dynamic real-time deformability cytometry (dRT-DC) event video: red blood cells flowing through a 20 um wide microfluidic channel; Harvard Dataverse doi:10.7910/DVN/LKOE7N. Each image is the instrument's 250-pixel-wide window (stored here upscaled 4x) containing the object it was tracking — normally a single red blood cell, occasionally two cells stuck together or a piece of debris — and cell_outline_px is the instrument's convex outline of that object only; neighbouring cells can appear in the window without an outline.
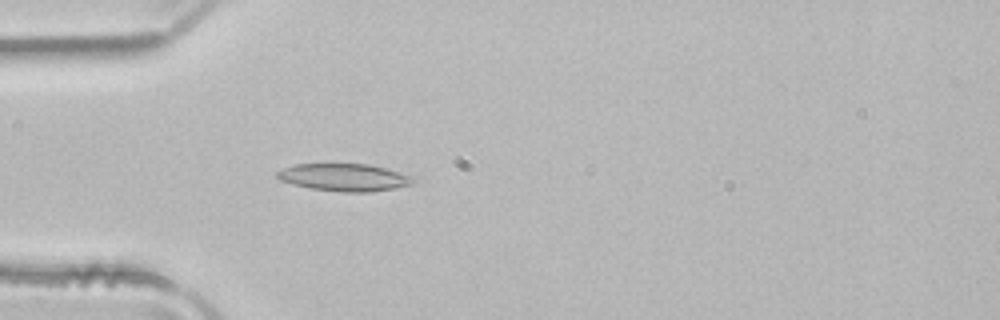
{"species": "common noctule bat (a hibernating species)", "species_latin": "Nyctalus noctula", "temperature_condition": "room temperature", "stored_images_in_passage": 49, "camera_frame_rate_fps": 3000, "um_per_image_px": 0.085, "animal": {"sex": "male", "body_mass_g": 21.5, "forearm_length_mm": 52.0}, "frame": {"image": 1, "passage_image": 13, "time_ms": 4.0, "image_size_px": [1000, 320], "cell_outline_px": [[416, 180], [412, 184], [372, 192], [344, 192], [308, 188], [292, 184], [280, 180], [276, 176], [276, 172], [284, 168], [296, 164], [368, 164], [384, 168], [412, 176]], "centroid_in_image_um": [29.23, 15.08], "position_along_channel_um": 55.8, "area_um2": 21.62}}
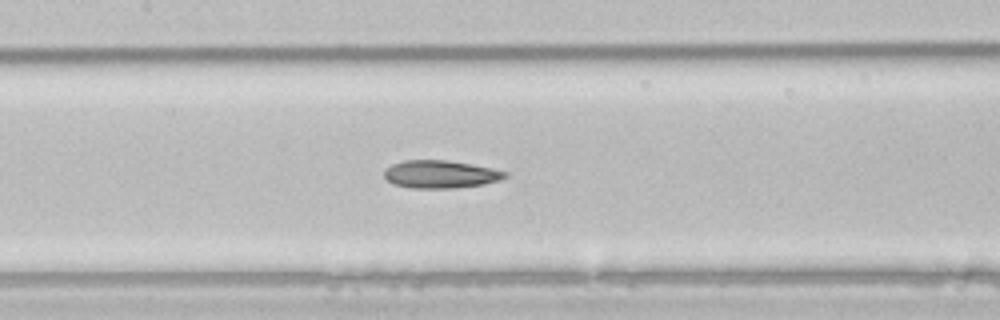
{"frame": {"image": 2, "passage_image": 22, "time_ms": 7.0, "image_size_px": [1000, 320], "cell_outline_px": [[508, 176], [500, 180], [484, 184], [456, 188], [408, 188], [392, 184], [384, 176], [384, 172], [392, 164], [404, 160], [448, 160], [492, 168], [508, 172]], "centroid_in_image_um": [37.45, 14.82], "position_along_channel_um": 170.0, "area_um2": 19.65}}
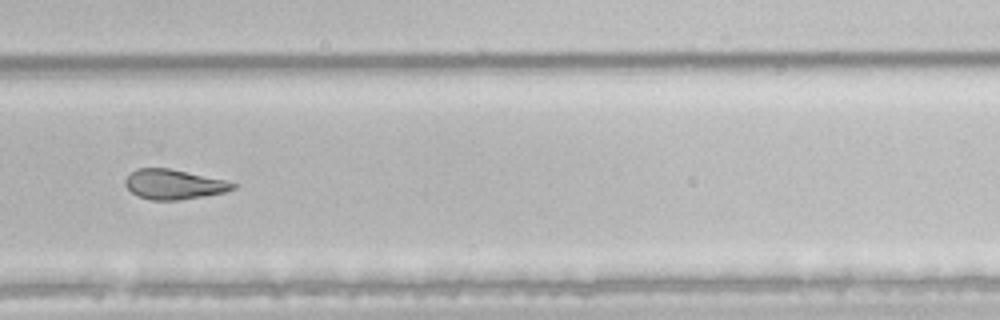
{"frame": {"image": 3, "passage_image": 33, "time_ms": 10.667, "image_size_px": [1000, 320], "cell_outline_px": [[236, 188], [224, 192], [204, 196], [180, 200], [152, 200], [136, 196], [124, 184], [124, 180], [136, 168], [168, 168], [224, 180], [236, 184]], "centroid_in_image_um": [14.74, 15.68], "position_along_channel_um": 315.1, "area_um2": 18.55}, "authors_computed_cell_mechanics": {"area_um2": 21.4438, "velocity_mm_per_s": 3.9827, "shape_relaxation_time_tau1_ms": null, "shape_relaxation_time_tau2_ms": 4.0122, "deformation_change_tau1": null, "deformation_change_tau2": 0.1324}}